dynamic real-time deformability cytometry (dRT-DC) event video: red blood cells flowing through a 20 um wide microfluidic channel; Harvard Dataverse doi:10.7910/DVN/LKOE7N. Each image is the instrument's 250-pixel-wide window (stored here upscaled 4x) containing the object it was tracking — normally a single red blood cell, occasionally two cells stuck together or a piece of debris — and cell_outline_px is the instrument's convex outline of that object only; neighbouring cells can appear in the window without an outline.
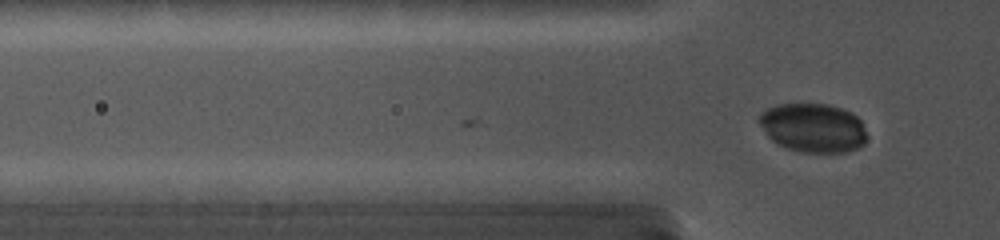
{"species": "common noctule bat (a hibernating species)", "species_latin": "Nyctalus noctula", "temperature_condition": "cold", "stored_images_in_passage": 6, "camera_frame_rate_fps": 5000, "um_per_image_px": 0.085, "animal": {"sex": "female", "body_mass_g": 19.0, "forearm_length_mm": 56.7}, "frame": {"image": 1, "passage_image": 6, "time_ms": 4.2, "image_size_px": [1000, 240], "cell_outline_px": [[864, 144], [848, 152], [804, 152], [788, 148], [776, 144], [768, 136], [760, 124], [760, 112], [776, 104], [828, 104], [852, 112], [860, 120], [864, 128]], "centroid_in_image_um": [69.1, 10.85], "position_along_channel_um": 56.7, "area_um2": 30.46}}